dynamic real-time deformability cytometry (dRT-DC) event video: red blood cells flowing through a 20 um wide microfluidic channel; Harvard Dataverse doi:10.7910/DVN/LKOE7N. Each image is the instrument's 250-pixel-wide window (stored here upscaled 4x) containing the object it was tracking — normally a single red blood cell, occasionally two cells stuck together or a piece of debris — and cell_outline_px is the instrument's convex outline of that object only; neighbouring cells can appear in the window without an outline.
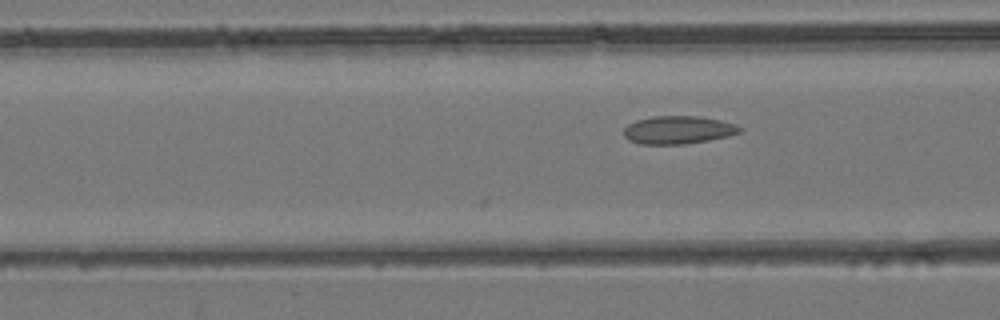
{"species": "common noctule bat (a hibernating species)", "species_latin": "Nyctalus noctula", "temperature_condition": "room temperature", "stored_images_in_passage": 5, "camera_frame_rate_fps": 3000, "um_per_image_px": 0.085, "animal": {"sex": "female", "body_mass_g": 24.6, "forearm_length_mm": 56.2}, "frame": {"image": 1, "passage_image": 5, "time_ms": 1.333, "image_size_px": [1000, 320], "cell_outline_px": [[740, 132], [728, 136], [708, 140], [684, 144], [640, 144], [628, 140], [624, 136], [624, 128], [628, 124], [636, 120], [652, 116], [696, 116], [720, 120], [736, 124], [740, 128]], "centroid_in_image_um": [57.6, 11.04], "position_along_channel_um": 109.0, "area_um2": 18.84}}